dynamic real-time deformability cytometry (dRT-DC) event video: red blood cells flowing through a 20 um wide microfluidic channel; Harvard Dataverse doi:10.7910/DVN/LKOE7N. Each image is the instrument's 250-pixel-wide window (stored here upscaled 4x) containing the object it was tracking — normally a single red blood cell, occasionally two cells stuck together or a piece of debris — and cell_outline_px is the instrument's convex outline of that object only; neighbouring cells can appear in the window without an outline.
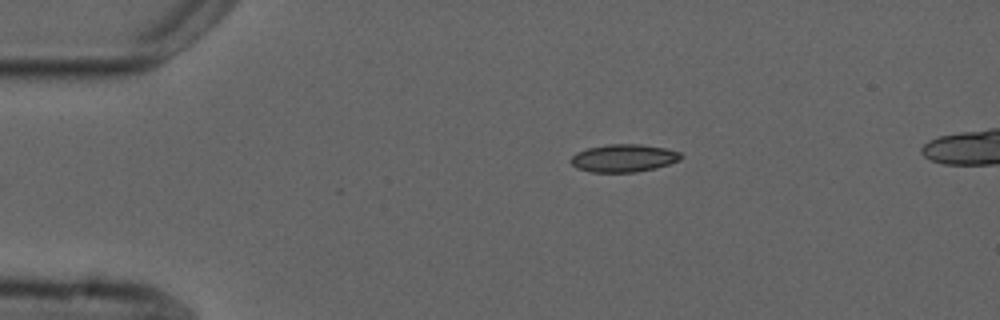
{"species": "common noctule bat (a hibernating species)", "species_latin": "Nyctalus noctula", "temperature_condition": "cold", "stored_images_in_passage": 5, "camera_frame_rate_fps": 3000, "um_per_image_px": 0.085, "animal": {"sex": "male", "forearm_length_mm": 52.5}, "frame": {"image": 1, "passage_image": 5, "time_ms": 4.667, "image_size_px": [1000, 320], "cell_outline_px": [[684, 156], [680, 160], [656, 168], [636, 172], [592, 172], [576, 168], [568, 160], [576, 152], [588, 148], [608, 144], [640, 144], [664, 148], [680, 152]], "centroid_in_image_um": [53.0, 13.44], "position_along_channel_um": 32.0, "area_um2": 17.86}}